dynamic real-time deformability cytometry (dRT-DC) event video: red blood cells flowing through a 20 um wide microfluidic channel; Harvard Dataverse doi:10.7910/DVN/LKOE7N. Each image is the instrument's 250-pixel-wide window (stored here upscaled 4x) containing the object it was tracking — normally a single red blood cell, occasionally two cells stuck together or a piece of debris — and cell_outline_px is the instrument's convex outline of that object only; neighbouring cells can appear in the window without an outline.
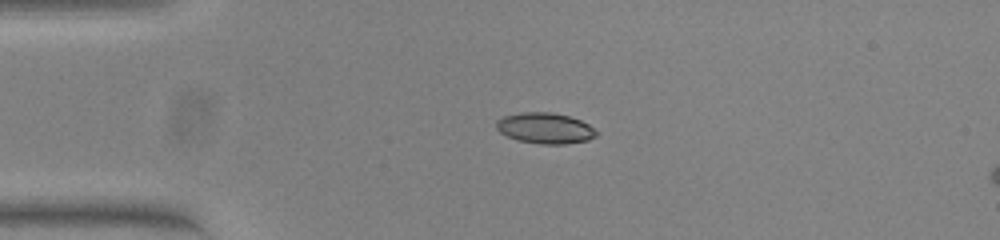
{"species": "common noctule bat (a hibernating species)", "species_latin": "Nyctalus noctula", "temperature_condition": "warm", "stored_images_in_passage": 42, "camera_frame_rate_fps": 3000, "um_per_image_px": 0.085, "animal": {"sex": "female", "body_mass_g": 23.0, "forearm_length_mm": 53.4}, "frame": {"image": 1, "passage_image": 1, "time_ms": 0.0, "image_size_px": [1000, 240], "cell_outline_px": [[600, 132], [596, 136], [588, 140], [564, 144], [540, 144], [516, 140], [500, 132], [496, 128], [496, 120], [504, 116], [524, 112], [552, 112], [568, 116], [580, 120], [588, 124]], "centroid_in_image_um": [46.35, 10.9], "position_along_channel_um": 38.7, "area_um2": 18.03}}
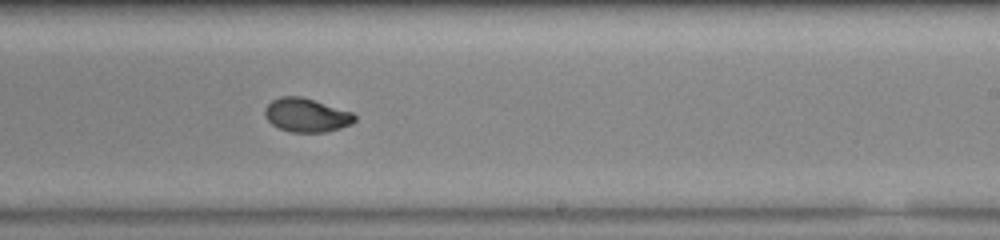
{"frame": {"image": 2, "passage_image": 21, "time_ms": 6.667, "image_size_px": [1000, 240], "cell_outline_px": [[356, 120], [352, 124], [340, 128], [324, 132], [292, 132], [280, 128], [272, 124], [264, 116], [264, 108], [272, 100], [280, 96], [300, 96], [352, 112], [356, 116]], "centroid_in_image_um": [26.04, 9.78], "position_along_channel_um": 263.0, "area_um2": 17.57}}
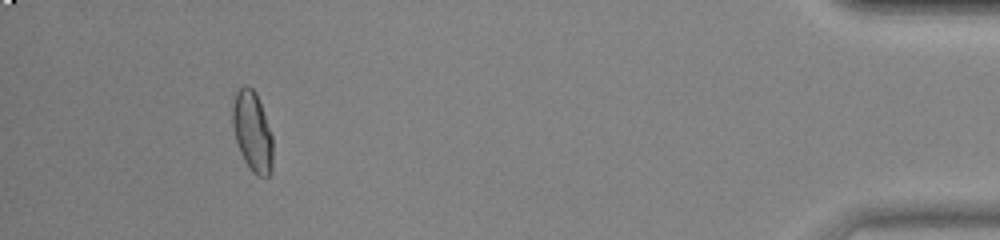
{"frame": {"image": 3, "passage_image": 38, "time_ms": 12.333, "image_size_px": [1000, 240], "cell_outline_px": [[272, 172], [268, 176], [256, 176], [252, 172], [244, 160], [240, 152], [236, 140], [232, 124], [232, 104], [236, 88], [244, 84], [252, 88], [256, 92], [272, 136]], "centroid_in_image_um": [21.43, 11.15], "position_along_channel_um": 413.8, "area_um2": 18.96}, "authors_computed_cell_mechanics": {"area_um2": 18.0047, "velocity_mm_per_s": 3.8401, "shape_relaxation_time_tau1_ms": 7.0952, "shape_relaxation_time_tau2_ms": 0.693, "deformation_change_tau1": 0.2124, "deformation_change_tau2": 0.037}}